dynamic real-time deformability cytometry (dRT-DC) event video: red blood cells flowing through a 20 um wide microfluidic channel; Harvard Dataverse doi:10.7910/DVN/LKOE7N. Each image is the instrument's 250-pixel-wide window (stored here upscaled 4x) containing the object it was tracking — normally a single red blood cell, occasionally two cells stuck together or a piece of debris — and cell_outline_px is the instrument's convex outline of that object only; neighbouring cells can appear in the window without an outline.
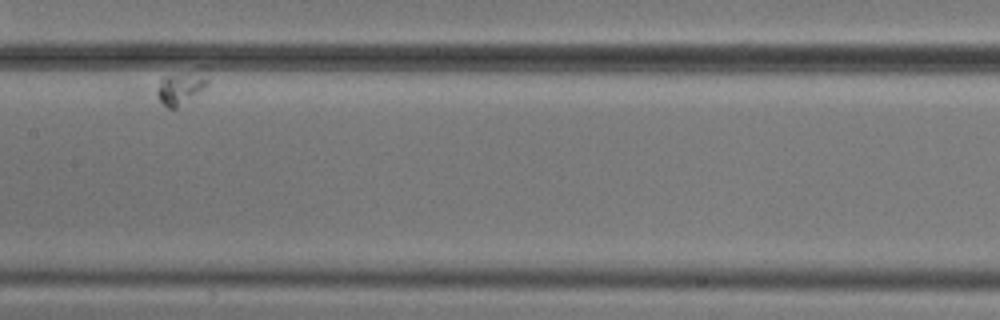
{"species": "common noctule bat (a hibernating species)", "species_latin": "Nyctalus noctula", "temperature_condition": "cold", "stored_images_in_passage": 7, "camera_frame_rate_fps": 3000, "um_per_image_px": 0.085, "animal": {"sex": "male", "body_mass_g": 20.5, "forearm_length_mm": 52.5}, "frame": {"image": 1, "passage_image": 5, "time_ms": 5.667, "image_size_px": [1000, 320], "cell_outline_px": [[208, 84], [176, 108], [168, 108], [160, 100], [156, 92], [160, 76], [176, 72], [200, 68], [208, 68]], "centroid_in_image_um": [15.4, 7.32], "position_along_channel_um": 192.0, "area_um2": 10.17}}